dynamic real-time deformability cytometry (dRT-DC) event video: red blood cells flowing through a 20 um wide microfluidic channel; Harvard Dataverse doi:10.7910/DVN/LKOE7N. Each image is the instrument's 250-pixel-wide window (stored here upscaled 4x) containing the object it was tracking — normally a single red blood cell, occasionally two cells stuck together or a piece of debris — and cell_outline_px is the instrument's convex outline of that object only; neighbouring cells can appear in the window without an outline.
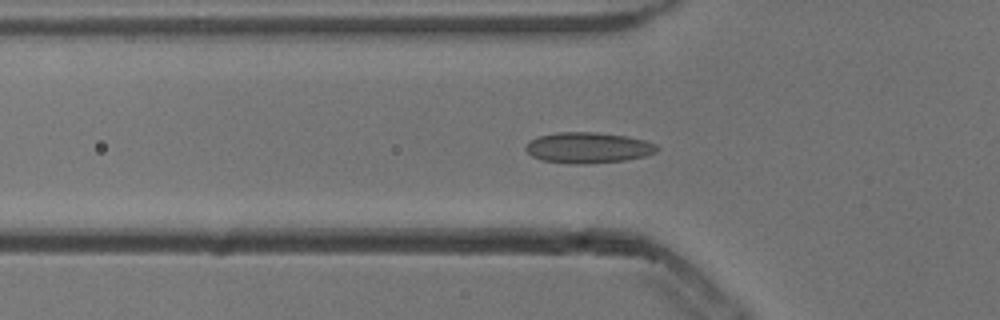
{"species": "common noctule bat (a hibernating species)", "species_latin": "Nyctalus noctula", "temperature_condition": "cold", "stored_images_in_passage": 46, "camera_frame_rate_fps": 3000, "um_per_image_px": 0.085, "animal": {"sex": "male", "body_mass_g": 13.3}, "frame": {"image": 1, "passage_image": 9, "time_ms": 2.667, "image_size_px": [1000, 320], "cell_outline_px": [[660, 148], [656, 152], [644, 156], [624, 160], [584, 164], [568, 164], [540, 160], [532, 156], [524, 148], [532, 140], [540, 136], [556, 132], [596, 132], [628, 136], [644, 140], [656, 144]], "centroid_in_image_um": [50.0, 12.56], "position_along_channel_um": 75.8, "area_um2": 23.58}}
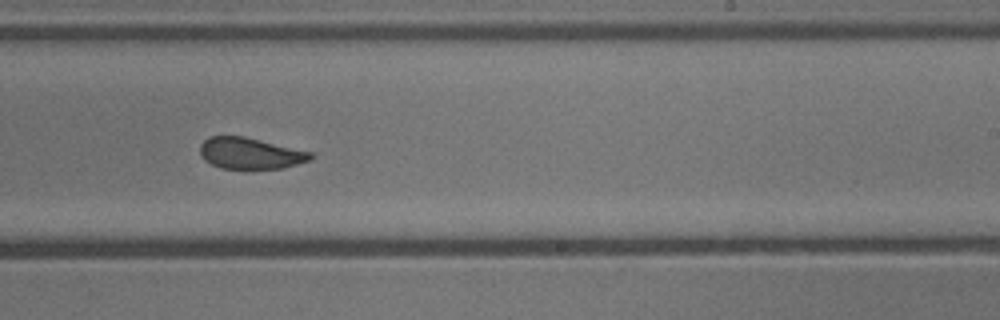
{"frame": {"image": 2, "passage_image": 24, "time_ms": 7.667, "image_size_px": [1000, 320], "cell_outline_px": [[312, 160], [280, 168], [220, 168], [204, 160], [200, 156], [200, 144], [208, 136], [244, 136], [312, 152]], "centroid_in_image_um": [21.24, 13.02], "position_along_channel_um": 267.8, "area_um2": 20.06}}
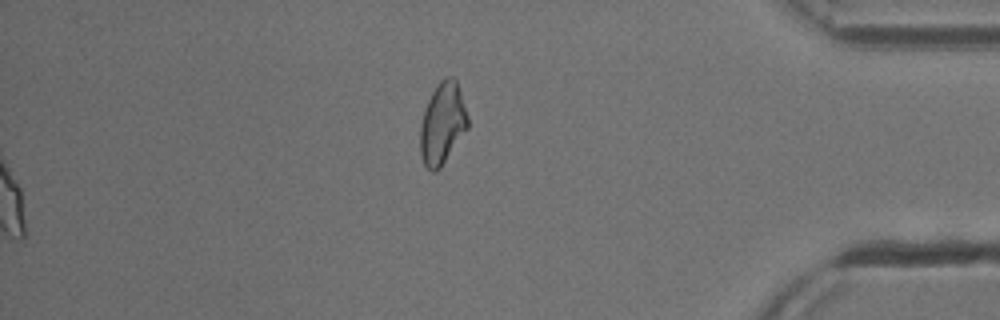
{"frame": {"image": 3, "passage_image": 46, "time_ms": 15.0, "image_size_px": [1000, 320], "cell_outline_px": [[468, 128], [440, 168], [436, 172], [432, 172], [424, 164], [420, 152], [420, 124], [428, 100], [436, 84], [444, 76], [452, 76], [456, 80], [468, 116]], "centroid_in_image_um": [37.6, 10.49], "position_along_channel_um": 397.6, "area_um2": 22.54}, "authors_computed_cell_mechanics": {"area_um2": 22.0507, "velocity_mm_per_s": 3.8235, "shape_relaxation_time_tau1_ms": 8.531, "shape_relaxation_time_tau2_ms": 1.1562, "deformation_change_tau1": 0.1227, "deformation_change_tau2": 0.0592}}